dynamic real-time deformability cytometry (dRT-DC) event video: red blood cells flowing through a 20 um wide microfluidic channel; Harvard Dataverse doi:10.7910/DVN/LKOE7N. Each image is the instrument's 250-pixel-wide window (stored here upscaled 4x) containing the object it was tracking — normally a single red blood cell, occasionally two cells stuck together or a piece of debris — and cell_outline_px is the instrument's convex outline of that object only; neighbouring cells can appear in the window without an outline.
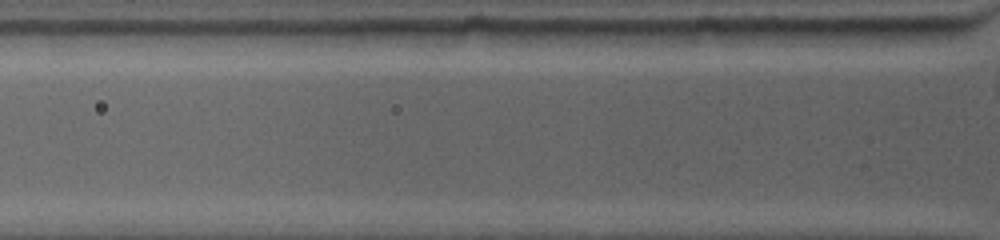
{"species": "common noctule bat (a hibernating species)", "species_latin": "Nyctalus noctula", "temperature_condition": "warm", "stored_images_in_passage": 2, "camera_frame_rate_fps": 4500, "um_per_image_px": 0.085, "animal": {"sex": "female", "body_mass_g": 19.0, "forearm_length_mm": 53.3}, "frame": {"image": 1, "passage_image": 2, "time_ms": 0.444, "image_size_px": [1000, 240], "cell_outline_px": [[772, 28], [764, 44], [688, 48], [688, 32], [696, 28]], "centroid_in_image_um": [61.78, 3.14], "position_along_channel_um": 64.0, "area_um2": 10.23}}